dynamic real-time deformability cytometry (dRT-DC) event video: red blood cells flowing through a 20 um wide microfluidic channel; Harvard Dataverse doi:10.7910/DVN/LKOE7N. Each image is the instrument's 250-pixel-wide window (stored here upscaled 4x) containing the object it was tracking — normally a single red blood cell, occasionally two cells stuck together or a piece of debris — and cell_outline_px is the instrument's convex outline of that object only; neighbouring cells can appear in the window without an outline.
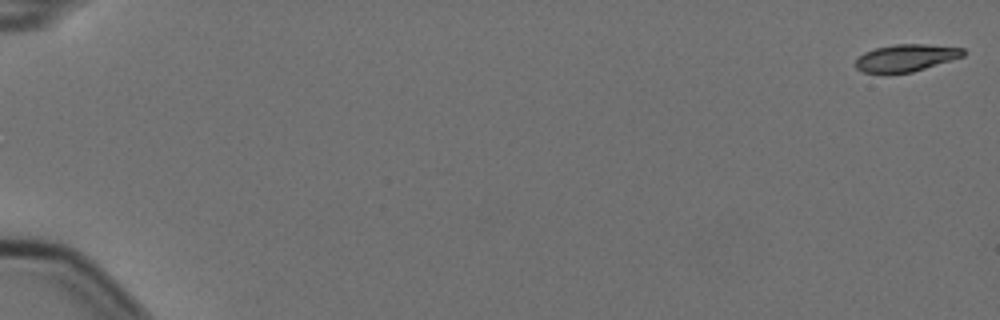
{"species": "Egyptian fruit bat (a non-hibernating species)", "species_latin": "Rousettus aegyptiacus", "temperature_condition": "cold", "stored_images_in_passage": 6, "camera_frame_rate_fps": 3000, "um_per_image_px": 0.085, "animal": {"sex": "female"}, "frame": {"image": 1, "passage_image": 1, "time_ms": 0.0, "image_size_px": [1000, 320], "cell_outline_px": [[964, 56], [912, 72], [864, 72], [856, 68], [856, 60], [864, 52], [876, 48], [896, 44], [924, 44], [964, 48]], "centroid_in_image_um": [77.02, 4.9], "position_along_channel_um": 8.0, "area_um2": 16.65}}
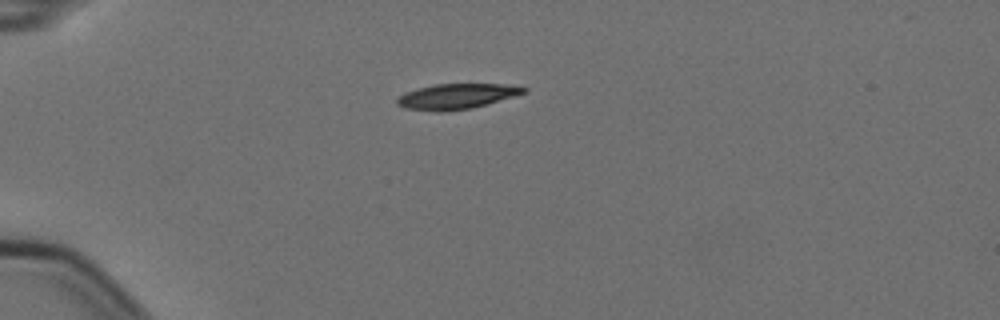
{"frame": {"image": 2, "passage_image": 5, "time_ms": 1.333, "image_size_px": [1000, 320], "cell_outline_px": [[528, 92], [472, 108], [440, 112], [436, 112], [404, 108], [396, 104], [396, 100], [404, 92], [436, 84], [504, 84], [528, 88]], "centroid_in_image_um": [38.8, 8.19], "position_along_channel_um": 46.2, "area_um2": 18.61}}